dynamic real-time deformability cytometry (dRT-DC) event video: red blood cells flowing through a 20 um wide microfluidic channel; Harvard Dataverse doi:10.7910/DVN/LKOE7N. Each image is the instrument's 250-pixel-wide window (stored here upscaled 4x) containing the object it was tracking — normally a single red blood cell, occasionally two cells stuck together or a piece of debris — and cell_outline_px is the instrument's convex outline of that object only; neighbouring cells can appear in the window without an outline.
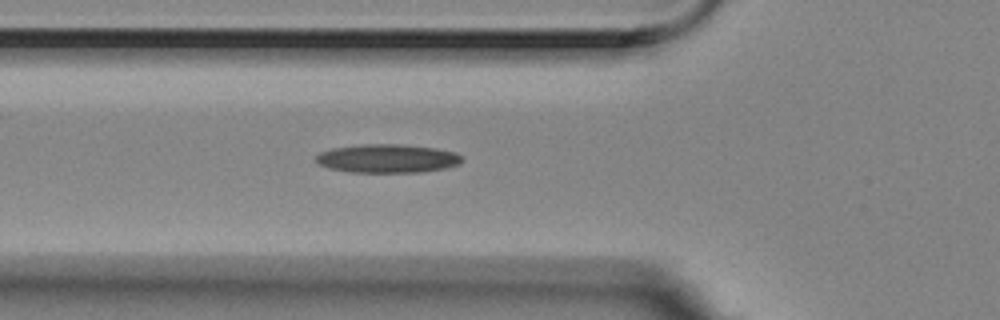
{"species": "Egyptian fruit bat (a non-hibernating species)", "species_latin": "Rousettus aegyptiacus", "temperature_condition": "room temperature", "stored_images_in_passage": 6, "camera_frame_rate_fps": 3000, "um_per_image_px": 0.085, "animal": {"sex": "female"}, "frame": {"image": 1, "passage_image": 6, "time_ms": 1.667, "image_size_px": [1000, 320], "cell_outline_px": [[464, 160], [460, 164], [444, 168], [420, 172], [348, 172], [328, 168], [320, 164], [316, 160], [316, 156], [320, 152], [332, 148], [360, 144], [404, 144], [436, 148], [456, 152], [464, 156]], "centroid_in_image_um": [32.97, 13.46], "position_along_channel_um": 92.8, "area_um2": 24.57}}